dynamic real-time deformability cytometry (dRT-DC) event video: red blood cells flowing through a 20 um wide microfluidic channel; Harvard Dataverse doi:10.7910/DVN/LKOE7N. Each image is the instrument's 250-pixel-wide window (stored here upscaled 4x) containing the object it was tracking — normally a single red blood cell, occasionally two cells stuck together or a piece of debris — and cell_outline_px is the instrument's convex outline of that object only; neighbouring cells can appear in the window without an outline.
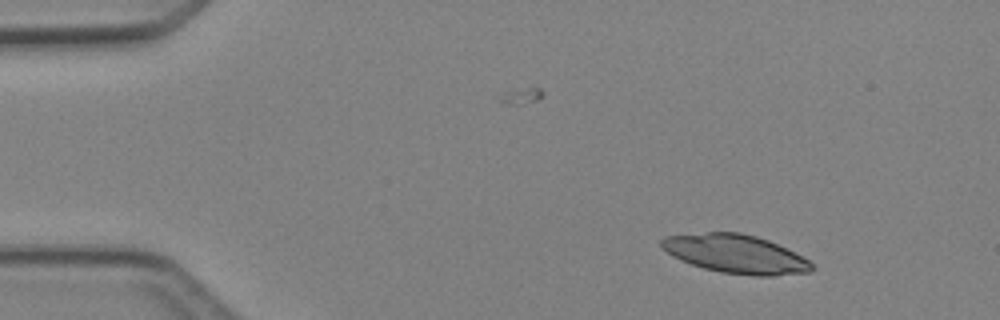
{"species": "Egyptian fruit bat (a non-hibernating species)", "species_latin": "Rousettus aegyptiacus", "temperature_condition": "cold", "stored_images_in_passage": 2, "camera_frame_rate_fps": 3000, "um_per_image_px": 0.085, "animal": {"sex": "female"}, "frame": {"image": 1, "passage_image": 1, "time_ms": 0.0, "image_size_px": [1000, 320], "cell_outline_px": [[816, 268], [812, 272], [772, 276], [756, 276], [720, 272], [704, 268], [680, 260], [672, 256], [660, 244], [660, 240], [664, 236], [708, 232], [740, 232], [756, 236], [768, 240], [808, 260]], "centroid_in_image_um": [62.52, 21.59], "position_along_channel_um": 22.5, "area_um2": 33.64}}